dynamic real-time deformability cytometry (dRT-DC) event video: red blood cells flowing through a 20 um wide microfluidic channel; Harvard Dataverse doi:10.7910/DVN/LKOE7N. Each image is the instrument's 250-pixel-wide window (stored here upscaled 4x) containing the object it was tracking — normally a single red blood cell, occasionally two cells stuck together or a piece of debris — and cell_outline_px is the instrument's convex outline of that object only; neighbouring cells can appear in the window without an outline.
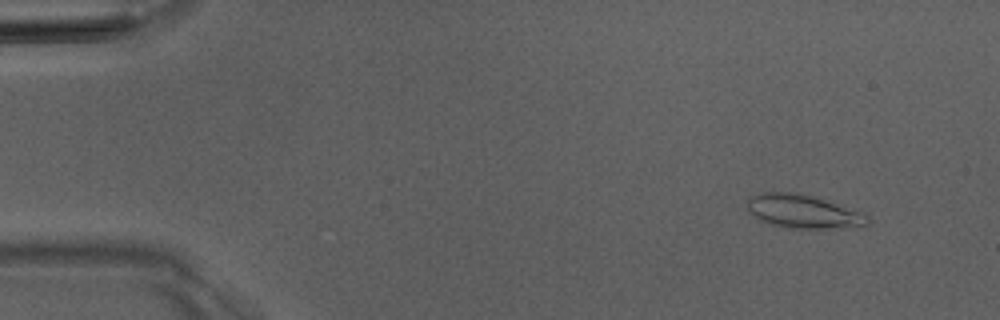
{"species": "Egyptian fruit bat (a non-hibernating species)", "species_latin": "Rousettus aegyptiacus", "temperature_condition": "room temperature", "stored_images_in_passage": 5, "camera_frame_rate_fps": 3000, "um_per_image_px": 0.085, "animal": {"sex": "male"}, "frame": {"image": 1, "passage_image": 2, "time_ms": 1.0, "image_size_px": [1000, 320], "cell_outline_px": [[872, 220], [864, 228], [788, 228], [768, 224], [752, 216], [748, 212], [748, 200], [752, 196], [764, 192], [788, 192], [808, 196], [824, 200], [864, 212]], "centroid_in_image_um": [68.33, 18.02], "position_along_channel_um": 16.7, "area_um2": 23.64}}